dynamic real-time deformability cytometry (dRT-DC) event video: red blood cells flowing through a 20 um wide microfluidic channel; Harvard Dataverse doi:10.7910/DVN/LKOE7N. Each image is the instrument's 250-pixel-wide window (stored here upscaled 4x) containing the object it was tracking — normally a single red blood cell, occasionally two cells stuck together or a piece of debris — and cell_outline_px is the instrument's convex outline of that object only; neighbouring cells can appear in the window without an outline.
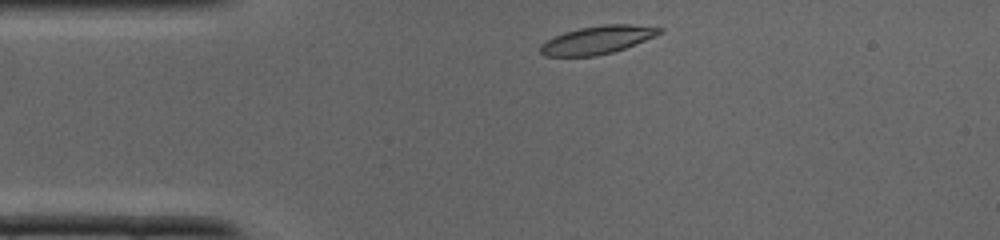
{"species": "common noctule bat (a hibernating species)", "species_latin": "Nyctalus noctula", "temperature_condition": "cold", "stored_images_in_passage": 30, "camera_frame_rate_fps": 3000, "um_per_image_px": 0.085, "animal": {"sex": "male", "body_mass_g": 19.0, "forearm_length_mm": 50.8}, "frame": {"image": 1, "passage_image": 1, "time_ms": 0.0, "image_size_px": [1000, 240], "cell_outline_px": [[664, 32], [656, 36], [624, 48], [612, 52], [596, 56], [544, 56], [540, 52], [540, 44], [544, 40], [564, 32], [580, 28], [604, 24], [628, 24], [664, 28]], "centroid_in_image_um": [50.76, 3.39], "position_along_channel_um": 34.2, "area_um2": 19.54}}
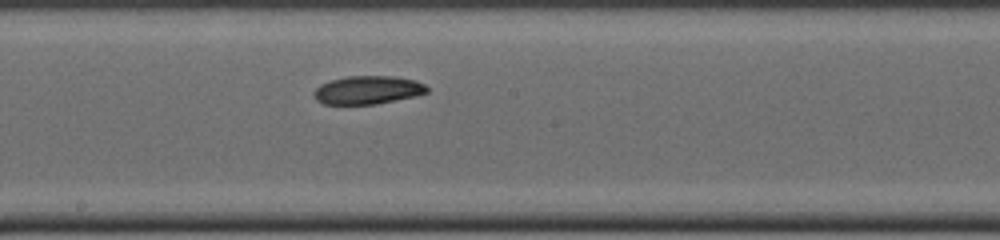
{"frame": {"image": 2, "passage_image": 13, "time_ms": 4.0, "image_size_px": [1000, 240], "cell_outline_px": [[428, 92], [412, 96], [376, 104], [324, 104], [316, 100], [312, 92], [320, 84], [332, 80], [348, 76], [396, 76], [416, 80], [424, 84], [428, 88]], "centroid_in_image_um": [31.23, 7.64], "position_along_channel_um": 217.0, "area_um2": 18.55}}
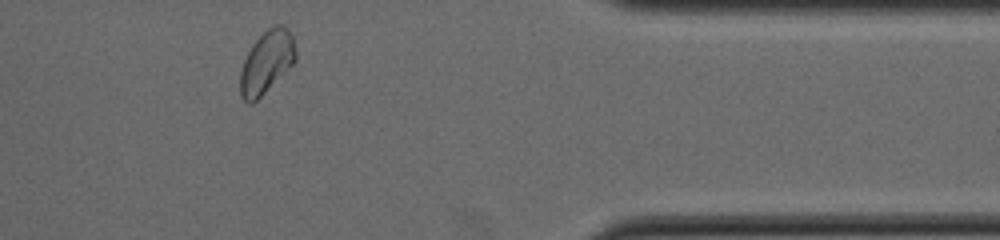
{"frame": {"image": 3, "passage_image": 24, "time_ms": 7.667, "image_size_px": [1000, 240], "cell_outline_px": [[296, 60], [252, 104], [248, 104], [240, 96], [240, 72], [244, 60], [252, 44], [268, 28], [276, 24], [284, 24], [288, 28], [292, 36], [296, 52]], "centroid_in_image_um": [22.65, 5.25], "position_along_channel_um": 388.8, "area_um2": 19.94}}